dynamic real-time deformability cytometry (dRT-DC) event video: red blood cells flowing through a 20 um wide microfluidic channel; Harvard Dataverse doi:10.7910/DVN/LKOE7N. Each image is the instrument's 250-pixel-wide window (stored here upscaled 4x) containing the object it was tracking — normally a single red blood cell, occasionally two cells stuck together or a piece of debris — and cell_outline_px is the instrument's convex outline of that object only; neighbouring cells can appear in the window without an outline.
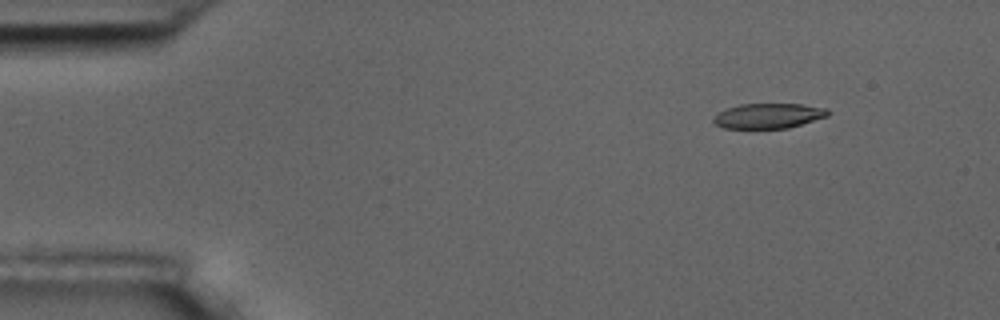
{"species": "common noctule bat (a hibernating species)", "species_latin": "Nyctalus noctula", "temperature_condition": "room temperature", "stored_images_in_passage": 4, "camera_frame_rate_fps": 3000, "um_per_image_px": 0.085, "animal": {"sex": "male", "body_mass_g": 17.5, "forearm_length_mm": 52.3}, "frame": {"image": 1, "passage_image": 2, "time_ms": 1.0, "image_size_px": [1000, 320], "cell_outline_px": [[832, 112], [828, 116], [788, 128], [724, 128], [716, 124], [712, 120], [712, 116], [728, 108], [740, 104], [804, 104], [828, 108]], "centroid_in_image_um": [65.36, 9.84], "position_along_channel_um": 19.6, "area_um2": 16.76}}
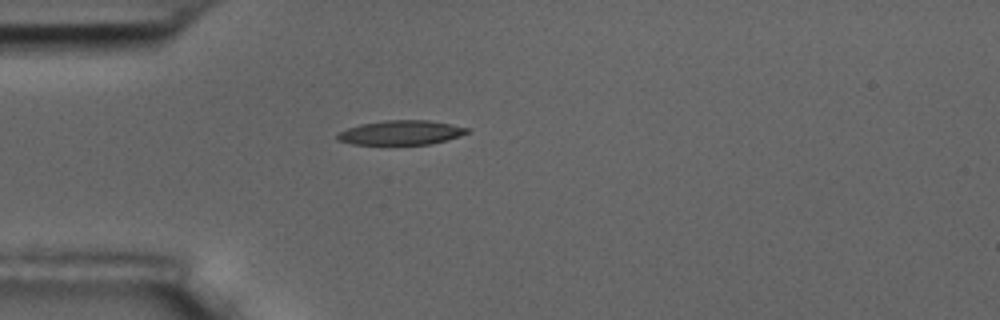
{"frame": {"image": 2, "passage_image": 4, "time_ms": 4.0, "image_size_px": [1000, 320], "cell_outline_px": [[468, 132], [460, 136], [428, 144], [352, 144], [336, 140], [336, 136], [340, 132], [348, 128], [360, 124], [384, 120], [428, 120], [452, 124], [468, 128]], "centroid_in_image_um": [34.06, 11.26], "position_along_channel_um": 50.9, "area_um2": 18.26}}